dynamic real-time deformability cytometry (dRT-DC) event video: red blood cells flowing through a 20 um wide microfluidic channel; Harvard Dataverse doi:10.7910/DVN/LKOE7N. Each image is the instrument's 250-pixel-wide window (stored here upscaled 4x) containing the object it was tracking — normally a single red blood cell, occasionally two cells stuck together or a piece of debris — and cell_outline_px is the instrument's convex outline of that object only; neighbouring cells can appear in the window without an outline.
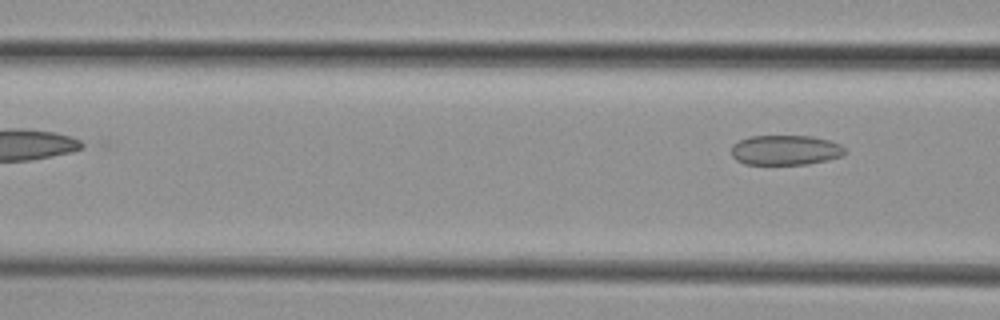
{"species": "common noctule bat (a hibernating species)", "species_latin": "Nyctalus noctula", "temperature_condition": "cold", "stored_images_in_passage": 7, "camera_frame_rate_fps": 3000, "um_per_image_px": 0.085, "animal": {"sex": "female", "body_mass_g": 29.2, "forearm_length_mm": 56.3}, "frame": {"image": 1, "passage_image": 7, "time_ms": 8.0, "image_size_px": [1000, 320], "cell_outline_px": [[848, 152], [844, 156], [828, 160], [808, 164], [744, 164], [736, 160], [732, 156], [732, 144], [748, 136], [812, 136], [828, 140], [840, 144]], "centroid_in_image_um": [66.78, 12.76], "position_along_channel_um": 99.8, "area_um2": 20.0}}